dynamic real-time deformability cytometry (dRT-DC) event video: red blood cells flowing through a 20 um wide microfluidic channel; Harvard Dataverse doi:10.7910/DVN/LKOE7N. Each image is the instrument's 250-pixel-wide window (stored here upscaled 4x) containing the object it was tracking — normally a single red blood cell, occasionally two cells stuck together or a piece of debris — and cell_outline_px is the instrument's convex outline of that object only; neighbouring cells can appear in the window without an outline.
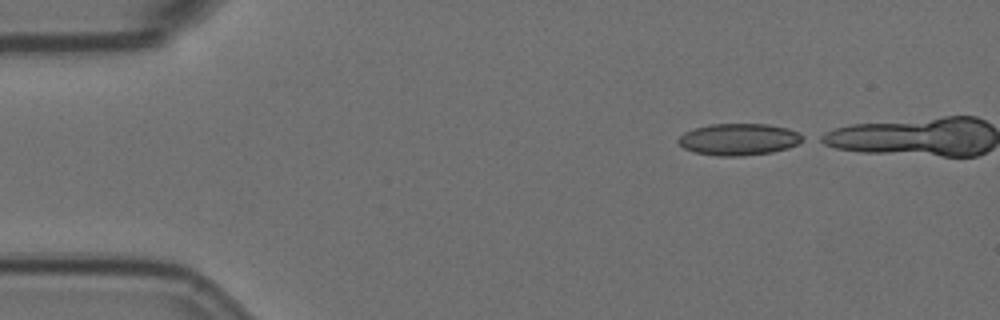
{"species": "Egyptian fruit bat (a non-hibernating species)", "species_latin": "Rousettus aegyptiacus", "temperature_condition": "room temperature", "stored_images_in_passage": 10, "camera_frame_rate_fps": 3000, "um_per_image_px": 0.085, "animal": {"sex": "female"}, "frame": {"image": 1, "passage_image": 1, "time_ms": 0.0, "image_size_px": [1000, 320], "cell_outline_px": [[808, 136], [804, 140], [788, 148], [772, 152], [744, 156], [716, 156], [696, 152], [684, 148], [676, 140], [684, 132], [708, 124], [768, 124], [788, 128], [800, 132]], "centroid_in_image_um": [62.85, 11.84], "position_along_channel_um": 22.1, "area_um2": 23.24}}